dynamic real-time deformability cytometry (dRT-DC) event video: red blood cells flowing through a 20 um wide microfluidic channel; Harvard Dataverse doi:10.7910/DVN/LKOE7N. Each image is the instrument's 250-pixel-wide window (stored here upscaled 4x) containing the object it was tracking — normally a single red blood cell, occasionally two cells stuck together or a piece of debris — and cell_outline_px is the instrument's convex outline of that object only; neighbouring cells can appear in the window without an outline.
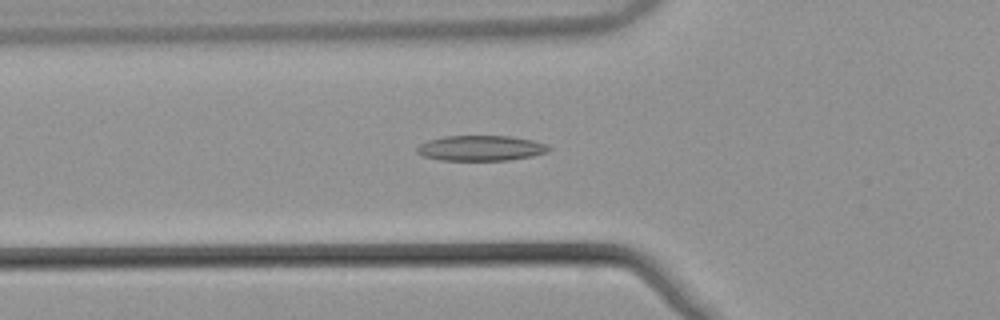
{"species": "common noctule bat (a hibernating species)", "species_latin": "Nyctalus noctula", "temperature_condition": "warm", "stored_images_in_passage": 36, "camera_frame_rate_fps": 3000, "um_per_image_px": 0.085, "animal": {"sex": "male", "body_mass_g": 21.5, "forearm_length_mm": 52.0}, "frame": {"image": 1, "passage_image": 2, "time_ms": 0.333, "image_size_px": [1000, 320], "cell_outline_px": [[552, 148], [548, 152], [532, 156], [508, 160], [440, 160], [424, 156], [416, 152], [416, 148], [420, 144], [428, 140], [444, 136], [512, 136], [532, 140], [548, 144]], "centroid_in_image_um": [40.9, 12.59], "position_along_channel_um": 84.9, "area_um2": 19.54}}
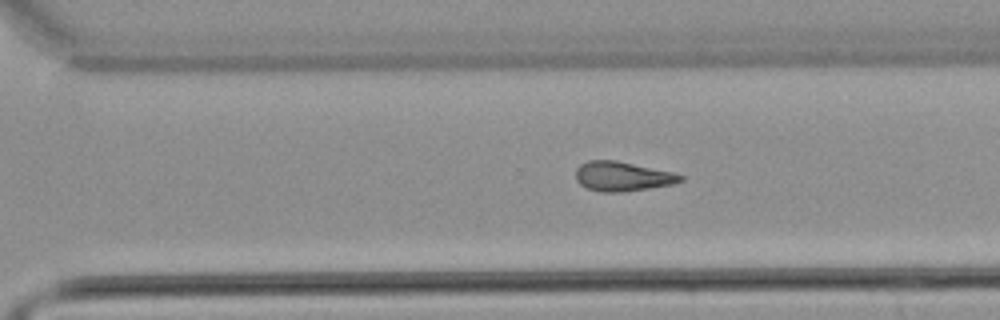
{"frame": {"image": 2, "passage_image": 20, "time_ms": 6.333, "image_size_px": [1000, 320], "cell_outline_px": [[684, 180], [672, 184], [624, 192], [600, 192], [588, 188], [580, 184], [576, 180], [576, 168], [580, 164], [588, 160], [616, 160], [672, 172], [684, 176]], "centroid_in_image_um": [52.88, 14.99], "position_along_channel_um": 317.7, "area_um2": 17.98}}
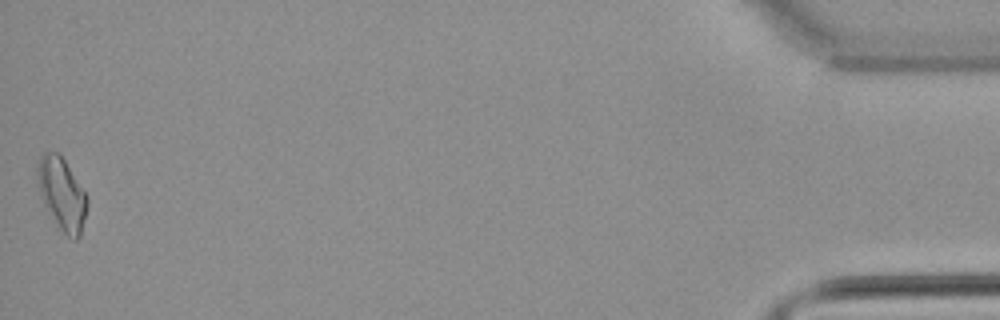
{"frame": {"image": 3, "passage_image": 36, "time_ms": 11.667, "image_size_px": [1000, 320], "cell_outline_px": [[88, 204], [80, 236], [76, 240], [72, 240], [60, 228], [44, 204], [36, 172], [36, 168], [40, 156], [44, 152], [60, 152], [88, 196]], "centroid_in_image_um": [5.29, 16.44], "position_along_channel_um": 429.9, "area_um2": 20.75}, "authors_computed_cell_mechanics": {"area_um2": 17.8602, "velocity_mm_per_s": 3.8832, "shape_relaxation_time_tau1_ms": null, "shape_relaxation_time_tau2_ms": 5.5158, "deformation_change_tau1": null, "deformation_change_tau2": 0.1615}}